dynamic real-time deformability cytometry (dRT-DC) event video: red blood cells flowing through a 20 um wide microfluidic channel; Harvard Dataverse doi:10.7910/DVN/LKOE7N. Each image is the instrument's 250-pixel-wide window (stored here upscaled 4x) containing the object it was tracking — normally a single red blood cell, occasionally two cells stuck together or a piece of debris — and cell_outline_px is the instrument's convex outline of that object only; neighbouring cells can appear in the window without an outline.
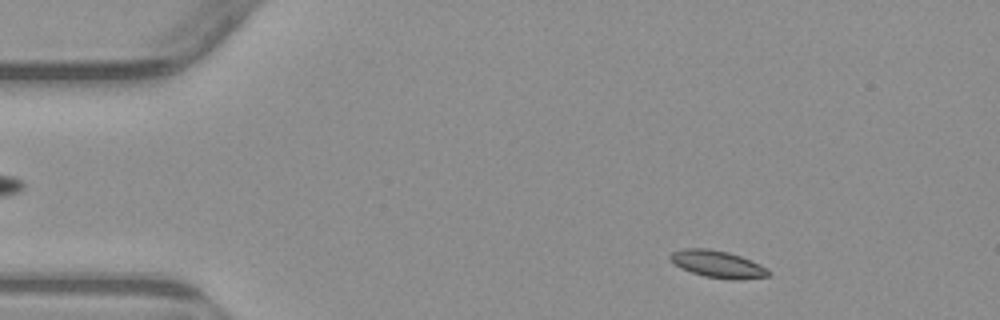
{"species": "common noctule bat (a hibernating species)", "species_latin": "Nyctalus noctula", "temperature_condition": "warm", "stored_images_in_passage": 3, "segment_of_instrument_passage": [1, 2], "camera_frame_rate_fps": 3000, "um_per_image_px": 0.085, "animal": {"sex": "male", "body_mass_g": 23.1, "forearm_length_mm": 52.7}, "frame": {"image": 1, "passage_image": 1, "time_ms": 0.0, "image_size_px": [1000, 320], "cell_outline_px": [[772, 272], [768, 276], [740, 280], [732, 280], [704, 276], [680, 268], [668, 256], [672, 252], [684, 248], [708, 248], [728, 252], [740, 256], [760, 264], [768, 268]], "centroid_in_image_um": [61.03, 22.45], "position_along_channel_um": 24.0, "area_um2": 15.55}}